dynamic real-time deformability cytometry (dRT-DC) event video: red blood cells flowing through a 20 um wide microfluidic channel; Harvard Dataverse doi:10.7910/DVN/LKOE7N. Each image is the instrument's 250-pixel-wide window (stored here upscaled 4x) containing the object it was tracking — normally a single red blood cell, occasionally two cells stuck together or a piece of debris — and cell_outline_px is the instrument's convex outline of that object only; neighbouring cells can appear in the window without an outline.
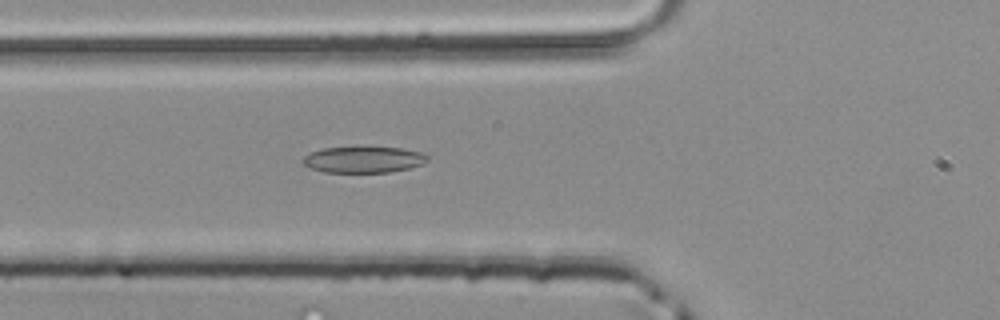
{"species": "common noctule bat (a hibernating species)", "species_latin": "Nyctalus noctula", "temperature_condition": "room temperature", "stored_images_in_passage": 49, "camera_frame_rate_fps": 3000, "um_per_image_px": 0.085, "animal": {"sex": "male", "body_mass_g": 20.4}, "frame": {"image": 1, "passage_image": 18, "time_ms": 5.667, "image_size_px": [1000, 320], "cell_outline_px": [[428, 160], [424, 164], [408, 168], [388, 172], [324, 172], [312, 168], [304, 164], [300, 160], [304, 156], [320, 148], [360, 144], [400, 148], [420, 152], [428, 156]], "centroid_in_image_um": [30.87, 13.51], "position_along_channel_um": 94.9, "area_um2": 19.88}}
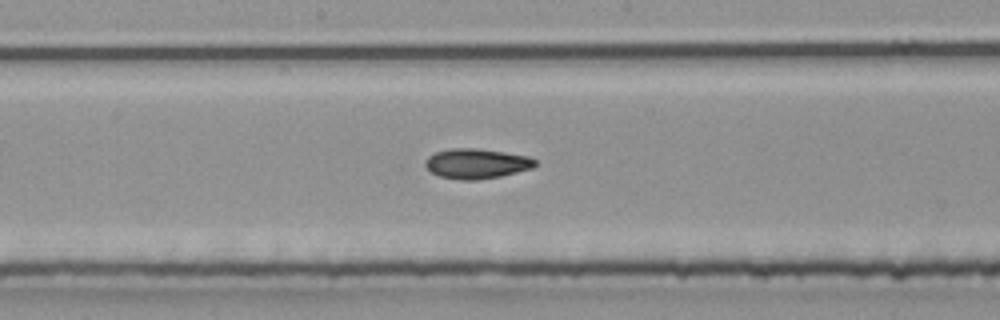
{"frame": {"image": 2, "passage_image": 26, "time_ms": 8.333, "image_size_px": [1000, 320], "cell_outline_px": [[536, 168], [500, 176], [476, 180], [460, 180], [440, 176], [432, 172], [424, 164], [424, 160], [428, 156], [436, 152], [452, 148], [476, 148], [528, 156], [536, 160]], "centroid_in_image_um": [40.52, 13.91], "position_along_channel_um": 207.7, "area_um2": 19.19}}
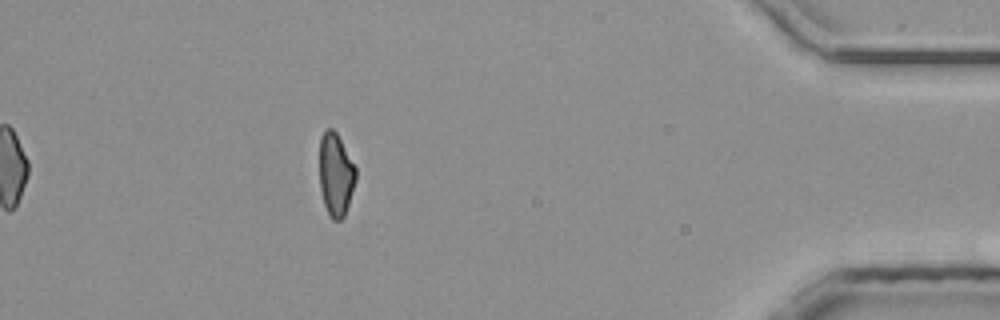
{"frame": {"image": 3, "passage_image": 44, "time_ms": 14.333, "image_size_px": [1000, 320], "cell_outline_px": [[356, 180], [344, 216], [340, 220], [332, 220], [328, 216], [324, 204], [320, 188], [320, 136], [328, 128], [332, 128], [336, 132], [356, 168]], "centroid_in_image_um": [28.53, 14.86], "position_along_channel_um": 406.7, "area_um2": 17.46}}